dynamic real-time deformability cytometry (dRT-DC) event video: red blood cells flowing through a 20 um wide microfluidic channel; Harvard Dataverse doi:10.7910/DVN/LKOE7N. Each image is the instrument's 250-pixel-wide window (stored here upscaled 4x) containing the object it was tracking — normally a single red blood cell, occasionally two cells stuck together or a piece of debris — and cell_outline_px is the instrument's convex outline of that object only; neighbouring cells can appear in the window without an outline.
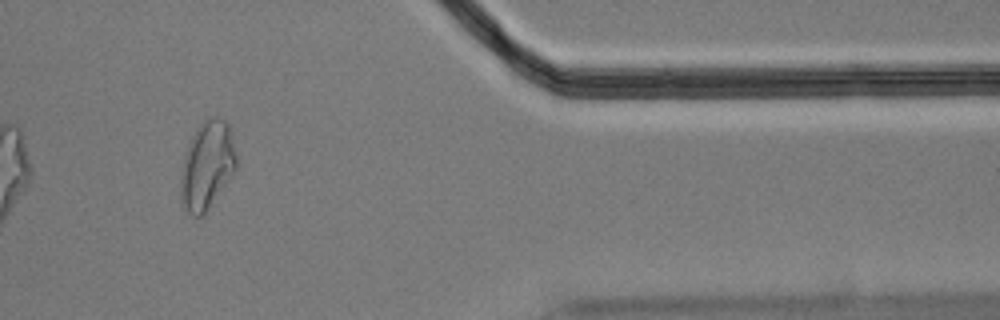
{"species": "Egyptian fruit bat (a non-hibernating species)", "species_latin": "Rousettus aegyptiacus", "temperature_condition": "cold", "stored_images_in_passage": 13, "camera_frame_rate_fps": 3000, "um_per_image_px": 0.085, "animal": {"sex": "male"}, "frame": {"image": 1, "passage_image": 11, "time_ms": 3.333, "image_size_px": [1000, 320], "cell_outline_px": [[236, 168], [208, 208], [200, 216], [192, 216], [184, 208], [180, 192], [180, 176], [188, 144], [192, 136], [200, 124], [204, 120], [212, 116], [220, 116], [228, 124], [236, 156]], "centroid_in_image_um": [17.58, 14.03], "position_along_channel_um": 393.8, "area_um2": 27.92}}